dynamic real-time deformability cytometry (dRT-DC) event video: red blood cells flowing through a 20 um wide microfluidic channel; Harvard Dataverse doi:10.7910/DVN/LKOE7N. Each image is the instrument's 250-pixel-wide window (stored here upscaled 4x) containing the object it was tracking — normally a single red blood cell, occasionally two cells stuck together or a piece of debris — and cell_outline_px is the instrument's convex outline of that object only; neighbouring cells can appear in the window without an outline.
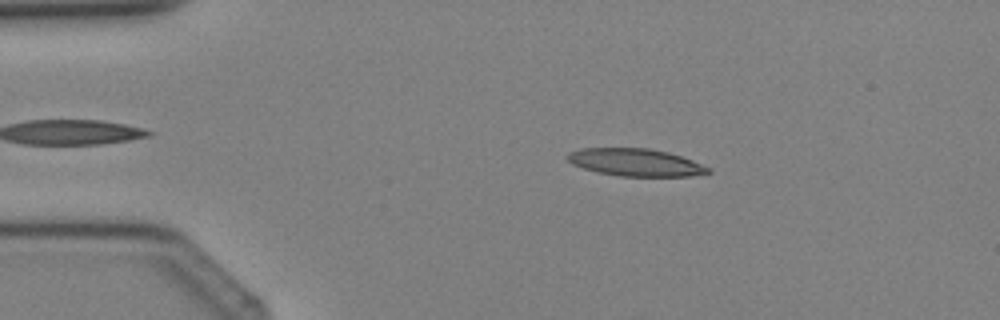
{"species": "Egyptian fruit bat (a non-hibernating species)", "species_latin": "Rousettus aegyptiacus", "temperature_condition": "cold", "stored_images_in_passage": 3, "camera_frame_rate_fps": 3000, "um_per_image_px": 0.085, "animal": {"sex": "female"}, "frame": {"image": 1, "passage_image": 1, "time_ms": 0.0, "image_size_px": [1000, 320], "cell_outline_px": [[712, 172], [692, 176], [620, 176], [596, 172], [572, 164], [564, 156], [568, 152], [580, 148], [648, 148], [668, 152], [692, 160], [712, 168]], "centroid_in_image_um": [54.01, 13.8], "position_along_channel_um": 31.0, "area_um2": 22.66}}